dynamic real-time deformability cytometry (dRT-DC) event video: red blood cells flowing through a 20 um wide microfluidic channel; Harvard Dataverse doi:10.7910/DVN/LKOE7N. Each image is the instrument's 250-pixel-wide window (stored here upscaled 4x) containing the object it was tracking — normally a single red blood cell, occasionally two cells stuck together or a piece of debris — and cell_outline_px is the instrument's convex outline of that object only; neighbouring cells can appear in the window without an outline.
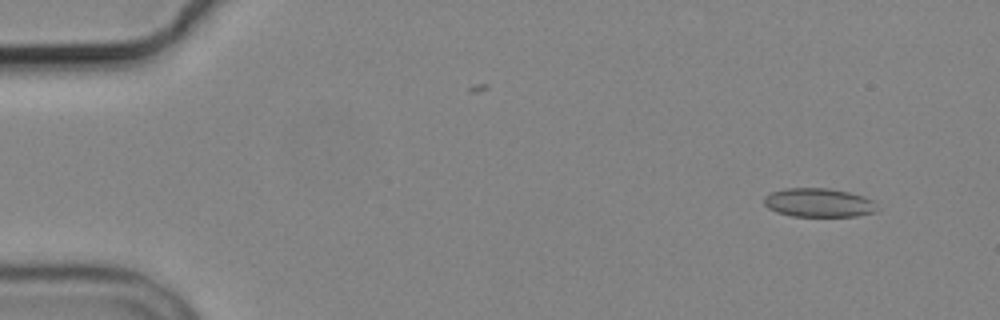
{"species": "common noctule bat (a hibernating species)", "species_latin": "Nyctalus noctula", "temperature_condition": "cold", "stored_images_in_passage": 5, "camera_frame_rate_fps": 3000, "um_per_image_px": 0.085, "animal": {"sex": "male", "body_mass_g": 19.2, "forearm_length_mm": 51.8}, "frame": {"image": 1, "passage_image": 1, "time_ms": 0.0, "image_size_px": [1000, 320], "cell_outline_px": [[880, 208], [876, 212], [856, 216], [792, 216], [776, 212], [768, 208], [764, 204], [764, 196], [772, 192], [784, 188], [828, 188], [848, 192], [864, 196], [872, 200]], "centroid_in_image_um": [69.6, 17.23], "position_along_channel_um": 15.4, "area_um2": 19.13}}